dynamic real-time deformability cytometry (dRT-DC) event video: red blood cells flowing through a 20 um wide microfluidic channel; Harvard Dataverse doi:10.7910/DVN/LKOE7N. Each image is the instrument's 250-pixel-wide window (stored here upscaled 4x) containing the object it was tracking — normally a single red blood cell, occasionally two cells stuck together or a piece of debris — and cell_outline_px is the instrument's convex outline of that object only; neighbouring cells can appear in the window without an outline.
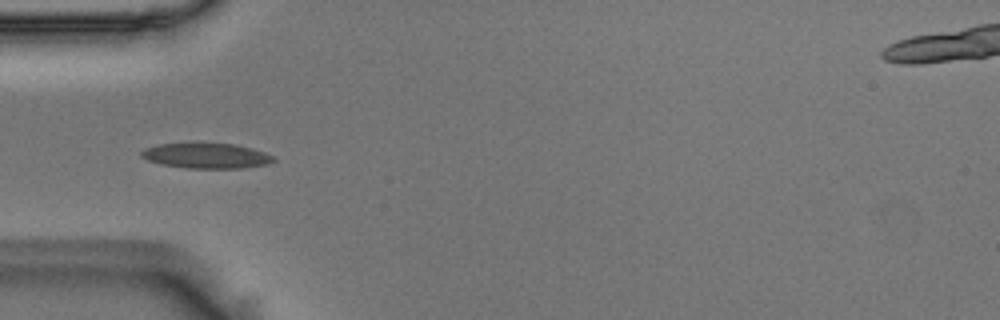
{"species": "Egyptian fruit bat (a non-hibernating species)", "species_latin": "Rousettus aegyptiacus", "temperature_condition": "room temperature", "stored_images_in_passage": 5, "camera_frame_rate_fps": 3000, "um_per_image_px": 0.085, "animal": {"sex": "male"}, "frame": {"image": 1, "passage_image": 4, "time_ms": 1.0, "image_size_px": [1000, 320], "cell_outline_px": [[276, 160], [264, 164], [244, 168], [188, 168], [160, 164], [148, 160], [140, 156], [140, 152], [144, 148], [156, 144], [232, 144], [252, 148], [264, 152], [272, 156]], "centroid_in_image_um": [17.49, 13.24], "position_along_channel_um": 67.5, "area_um2": 19.13}}